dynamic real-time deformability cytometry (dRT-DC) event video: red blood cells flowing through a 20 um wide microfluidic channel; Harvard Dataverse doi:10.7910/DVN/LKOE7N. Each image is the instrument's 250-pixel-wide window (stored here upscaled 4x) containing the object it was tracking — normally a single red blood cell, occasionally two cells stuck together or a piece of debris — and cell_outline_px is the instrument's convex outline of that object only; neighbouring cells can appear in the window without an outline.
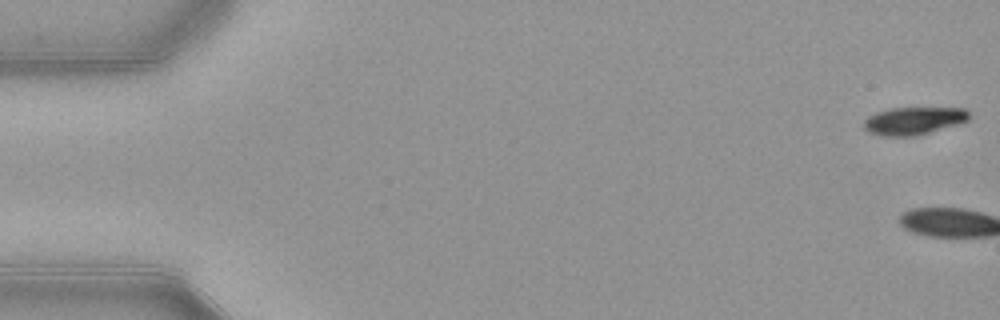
{"species": "common noctule bat (a hibernating species)", "species_latin": "Nyctalus noctula", "temperature_condition": "warm", "stored_images_in_passage": 2, "camera_frame_rate_fps": 3000, "um_per_image_px": 0.085, "animal": {"sex": "female", "body_mass_g": 21.9}, "frame": {"image": 1, "passage_image": 1, "time_ms": 0.0, "image_size_px": [1000, 320], "cell_outline_px": [[968, 120], [956, 124], [916, 136], [884, 136], [868, 132], [864, 128], [864, 120], [868, 116], [876, 112], [892, 108], [964, 108], [968, 112]], "centroid_in_image_um": [77.61, 10.27], "position_along_channel_um": 7.4, "area_um2": 16.76}}